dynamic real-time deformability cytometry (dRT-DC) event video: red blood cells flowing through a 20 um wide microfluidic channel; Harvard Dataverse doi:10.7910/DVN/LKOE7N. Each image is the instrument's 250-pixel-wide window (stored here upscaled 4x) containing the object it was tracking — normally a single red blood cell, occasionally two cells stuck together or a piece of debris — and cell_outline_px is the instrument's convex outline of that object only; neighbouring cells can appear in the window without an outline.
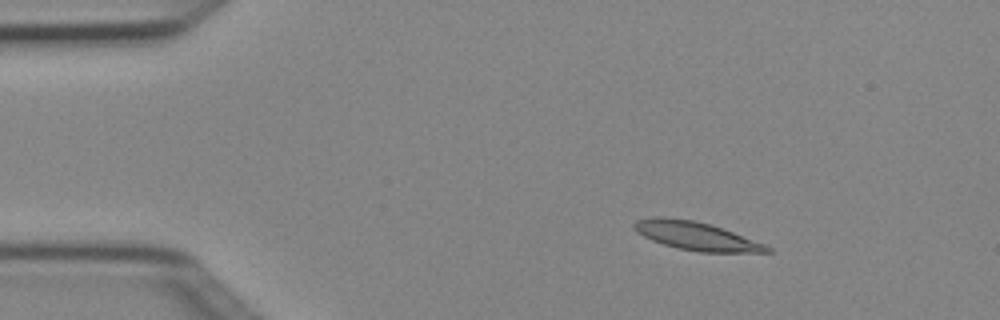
{"species": "Egyptian fruit bat (a non-hibernating species)", "species_latin": "Rousettus aegyptiacus", "temperature_condition": "cold", "stored_images_in_passage": 4, "camera_frame_rate_fps": 3000, "um_per_image_px": 0.085, "animal": {"sex": "female"}, "frame": {"image": 1, "passage_image": 2, "time_ms": 0.333, "image_size_px": [1000, 320], "cell_outline_px": [[772, 252], [700, 252], [676, 248], [652, 240], [636, 232], [632, 228], [632, 224], [636, 220], [652, 216], [660, 216], [692, 220], [708, 224], [732, 232], [764, 244], [772, 248]], "centroid_in_image_um": [59.1, 20.05], "position_along_channel_um": 25.9, "area_um2": 21.73}}
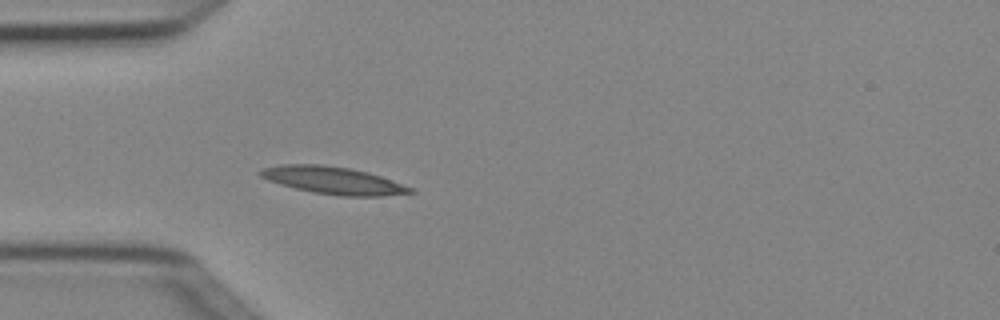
{"frame": {"image": 2, "passage_image": 4, "time_ms": 1.0, "image_size_px": [1000, 320], "cell_outline_px": [[416, 192], [380, 196], [340, 196], [312, 192], [280, 184], [268, 180], [260, 176], [256, 172], [260, 168], [280, 164], [324, 164], [348, 168], [368, 172], [392, 180], [412, 188]], "centroid_in_image_um": [28.26, 15.32], "position_along_channel_um": 56.7, "area_um2": 23.93}}